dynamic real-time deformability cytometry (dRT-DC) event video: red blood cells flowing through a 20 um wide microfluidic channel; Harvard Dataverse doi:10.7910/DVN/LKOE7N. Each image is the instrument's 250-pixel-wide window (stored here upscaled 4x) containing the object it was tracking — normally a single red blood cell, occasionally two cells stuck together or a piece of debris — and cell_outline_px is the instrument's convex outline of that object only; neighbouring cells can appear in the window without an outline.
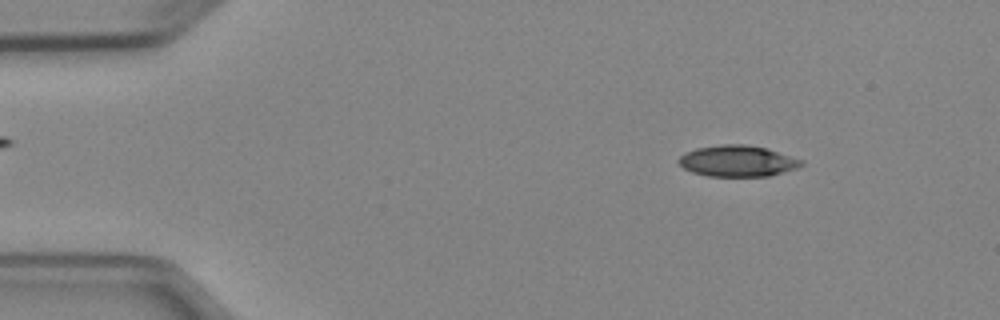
{"species": "Egyptian fruit bat (a non-hibernating species)", "species_latin": "Rousettus aegyptiacus", "temperature_condition": "cold", "stored_images_in_passage": 4, "camera_frame_rate_fps": 3000, "um_per_image_px": 0.085, "animal": {"sex": "female"}, "frame": {"image": 1, "passage_image": 1, "time_ms": 0.0, "image_size_px": [1000, 320], "cell_outline_px": [[804, 164], [796, 168], [784, 172], [768, 176], [708, 176], [692, 172], [684, 168], [676, 160], [684, 152], [696, 148], [720, 144], [744, 144], [764, 148], [804, 160]], "centroid_in_image_um": [62.66, 13.68], "position_along_channel_um": 22.3, "area_um2": 22.25}}
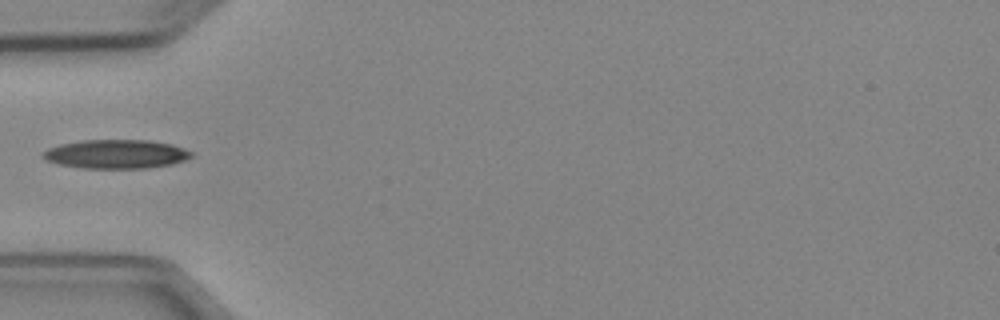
{"frame": {"image": 2, "passage_image": 4, "time_ms": 3.333, "image_size_px": [1000, 320], "cell_outline_px": [[192, 156], [184, 160], [172, 164], [148, 168], [84, 168], [60, 164], [48, 160], [40, 156], [40, 152], [48, 148], [60, 144], [84, 140], [148, 140], [172, 144], [184, 148], [192, 152]], "centroid_in_image_um": [9.86, 13.09], "position_along_channel_um": 75.1, "area_um2": 24.97}}